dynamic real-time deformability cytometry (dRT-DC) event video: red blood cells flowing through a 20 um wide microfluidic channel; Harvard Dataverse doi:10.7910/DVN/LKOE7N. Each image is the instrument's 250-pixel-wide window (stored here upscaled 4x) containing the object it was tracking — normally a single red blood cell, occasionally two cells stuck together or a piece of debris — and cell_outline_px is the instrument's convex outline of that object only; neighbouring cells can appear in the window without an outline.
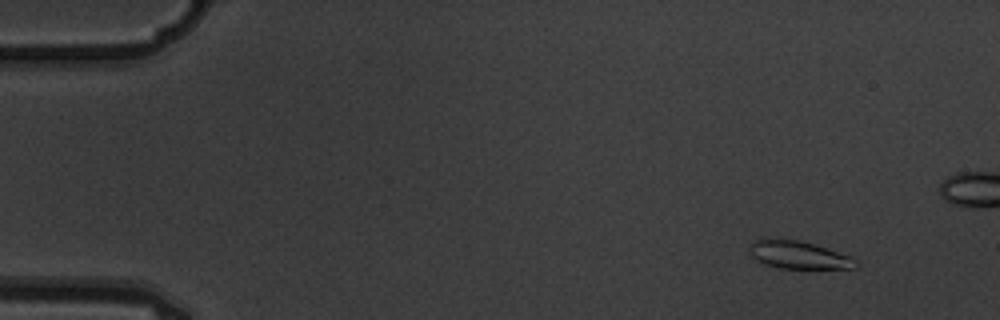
{"species": "common noctule bat (a hibernating species)", "species_latin": "Nyctalus noctula", "temperature_condition": "warm", "stored_images_in_passage": 8, "camera_frame_rate_fps": 3000, "um_per_image_px": 0.085, "animal": {"sex": "male", "body_mass_g": 19.5, "forearm_length_mm": 54.6}, "frame": {"image": 1, "passage_image": 2, "time_ms": 0.333, "image_size_px": [1000, 320], "cell_outline_px": [[860, 264], [856, 268], [780, 268], [764, 264], [756, 260], [752, 256], [752, 244], [760, 236], [768, 236], [796, 240], [812, 244], [852, 256]], "centroid_in_image_um": [67.87, 21.65], "position_along_channel_um": 17.1, "area_um2": 17.28}}
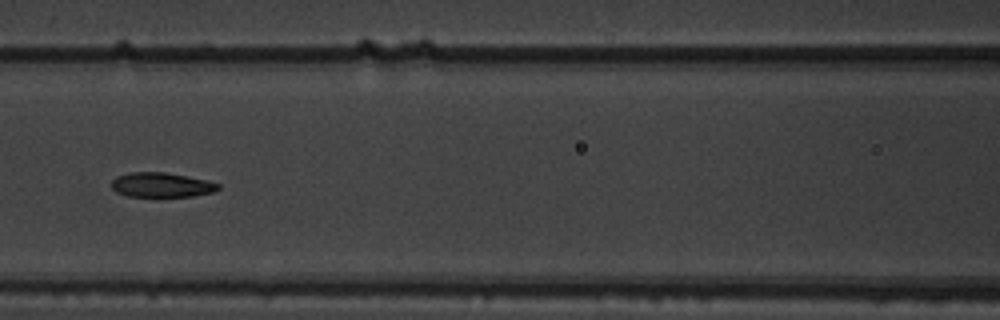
{"frame": {"image": 2, "passage_image": 7, "time_ms": 2.0, "image_size_px": [1000, 320], "cell_outline_px": [[220, 188], [212, 192], [192, 196], [128, 196], [116, 192], [112, 188], [112, 180], [116, 176], [132, 172], [164, 172], [188, 176], [220, 184]], "centroid_in_image_um": [13.7, 15.71], "position_along_channel_um": 152.9, "area_um2": 15.14}}
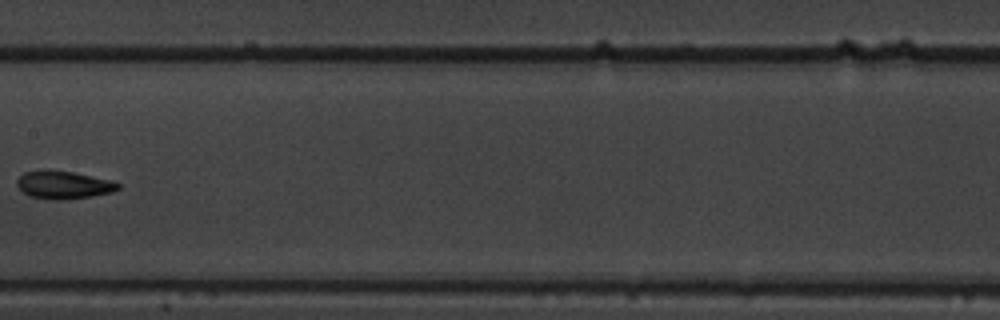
{"frame": {"image": 3, "passage_image": 8, "time_ms": 2.333, "image_size_px": [1000, 320], "cell_outline_px": [[120, 188], [112, 192], [92, 196], [64, 200], [52, 200], [32, 196], [24, 192], [16, 184], [16, 180], [24, 172], [44, 168], [48, 168], [72, 172], [112, 180], [120, 184]], "centroid_in_image_um": [5.39, 15.69], "position_along_channel_um": 202.0, "area_um2": 16.65}}